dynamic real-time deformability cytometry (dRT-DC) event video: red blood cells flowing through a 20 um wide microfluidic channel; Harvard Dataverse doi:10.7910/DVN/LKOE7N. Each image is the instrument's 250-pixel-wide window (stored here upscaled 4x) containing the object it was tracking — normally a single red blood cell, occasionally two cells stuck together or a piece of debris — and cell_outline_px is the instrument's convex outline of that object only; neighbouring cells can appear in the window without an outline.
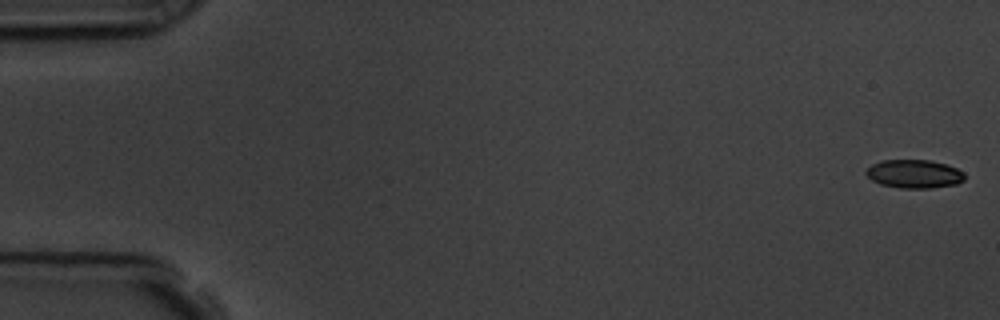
{"species": "common noctule bat (a hibernating species)", "species_latin": "Nyctalus noctula", "temperature_condition": "room temperature", "stored_images_in_passage": 57, "camera_frame_rate_fps": 3000, "um_per_image_px": 0.085, "animal": {"sex": "male", "body_mass_g": 19.5, "forearm_length_mm": 54.6}, "frame": {"image": 1, "passage_image": 1, "time_ms": 0.0, "image_size_px": [1000, 320], "cell_outline_px": [[964, 180], [956, 184], [932, 188], [900, 188], [880, 184], [872, 180], [864, 172], [872, 164], [884, 160], [928, 160], [944, 164], [956, 168], [964, 172]], "centroid_in_image_um": [77.7, 14.79], "position_along_channel_um": 7.3, "area_um2": 16.24}}
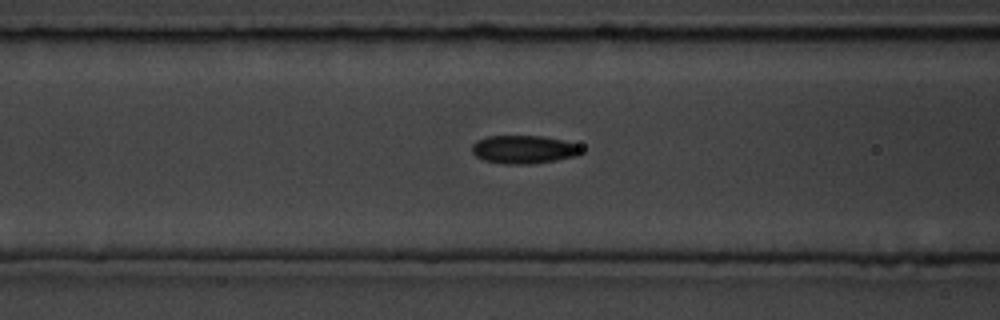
{"frame": {"image": 2, "passage_image": 23, "time_ms": 7.333, "image_size_px": [1000, 320], "cell_outline_px": [[584, 152], [576, 156], [556, 160], [532, 164], [504, 164], [484, 160], [476, 156], [472, 152], [472, 144], [476, 140], [488, 136], [540, 136], [564, 140], [576, 144], [584, 148]], "centroid_in_image_um": [44.54, 12.7], "position_along_channel_um": 122.1, "area_um2": 18.15}}
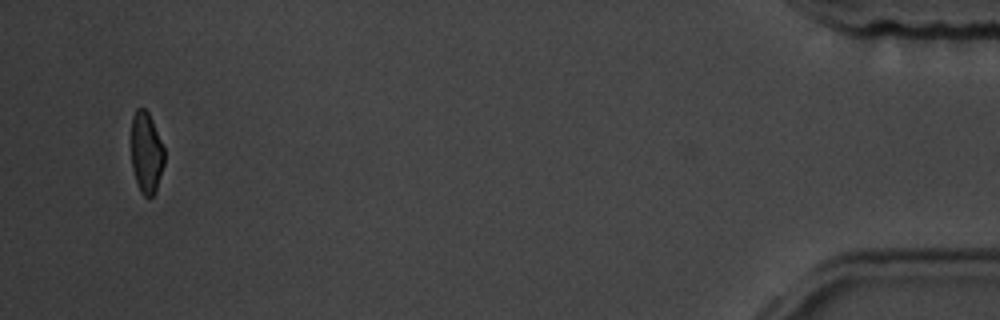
{"frame": {"image": 3, "passage_image": 55, "time_ms": 18.0, "image_size_px": [1000, 320], "cell_outline_px": [[164, 164], [156, 192], [152, 196], [144, 196], [140, 192], [132, 168], [132, 116], [136, 108], [144, 108], [148, 112], [152, 120], [164, 148]], "centroid_in_image_um": [12.44, 12.99], "position_along_channel_um": 422.8, "area_um2": 15.61}, "authors_computed_cell_mechanics": {"area_um2": 17.5134, "velocity_mm_per_s": 3.5971, "shape_relaxation_time_tau1_ms": 6.8234, "shape_relaxation_time_tau2_ms": 2.507, "deformation_change_tau1": 0.1442, "deformation_change_tau2": 0.0864}}